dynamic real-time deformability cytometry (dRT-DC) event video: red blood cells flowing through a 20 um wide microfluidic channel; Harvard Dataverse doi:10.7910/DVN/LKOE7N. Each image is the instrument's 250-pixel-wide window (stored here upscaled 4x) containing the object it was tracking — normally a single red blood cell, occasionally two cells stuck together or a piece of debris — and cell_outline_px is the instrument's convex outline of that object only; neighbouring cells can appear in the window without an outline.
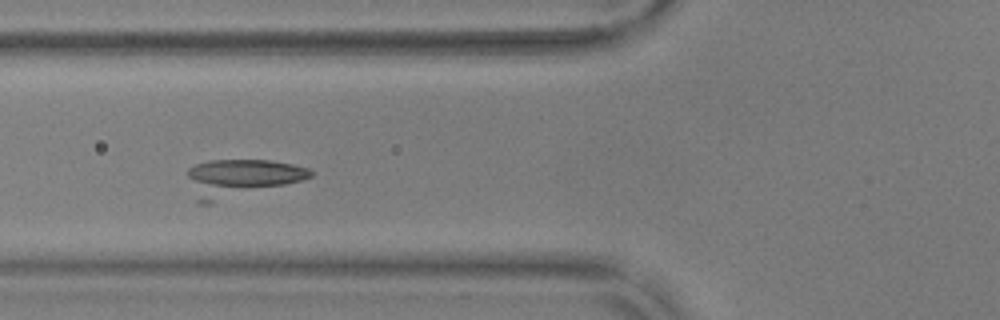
{"species": "common noctule bat (a hibernating species)", "species_latin": "Nyctalus noctula", "temperature_condition": "warm", "stored_images_in_passage": 30, "camera_frame_rate_fps": 3000, "um_per_image_px": 0.085, "animal": {"sex": "male", "body_mass_g": 17.9, "forearm_length_mm": 54.2}, "frame": {"image": 1, "passage_image": 7, "time_ms": 2.0, "image_size_px": [1000, 320], "cell_outline_px": [[312, 176], [300, 180], [212, 204], [200, 204], [196, 200], [188, 176], [188, 168], [196, 164], [212, 160], [268, 160], [292, 164], [308, 168], [312, 172]], "centroid_in_image_um": [20.42, 15.14], "position_along_channel_um": 105.4, "area_um2": 26.65}}
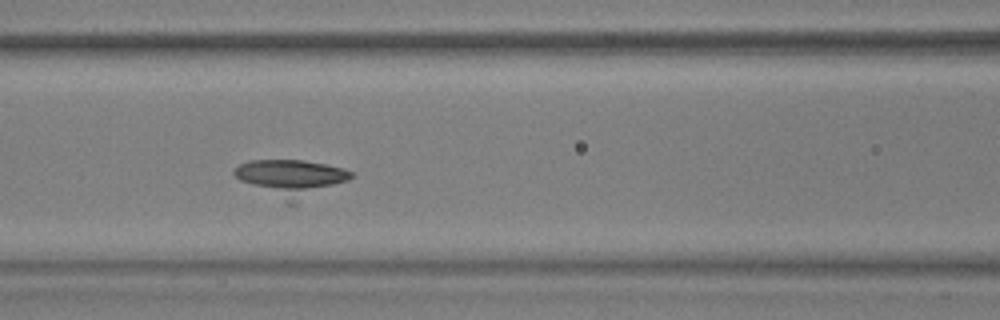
{"frame": {"image": 2, "passage_image": 10, "time_ms": 3.0, "image_size_px": [1000, 320], "cell_outline_px": [[356, 176], [348, 180], [296, 204], [288, 204], [240, 180], [232, 172], [240, 164], [248, 160], [300, 160], [324, 164], [344, 168], [352, 172]], "centroid_in_image_um": [24.76, 15.14], "position_along_channel_um": 141.8, "area_um2": 24.85}}
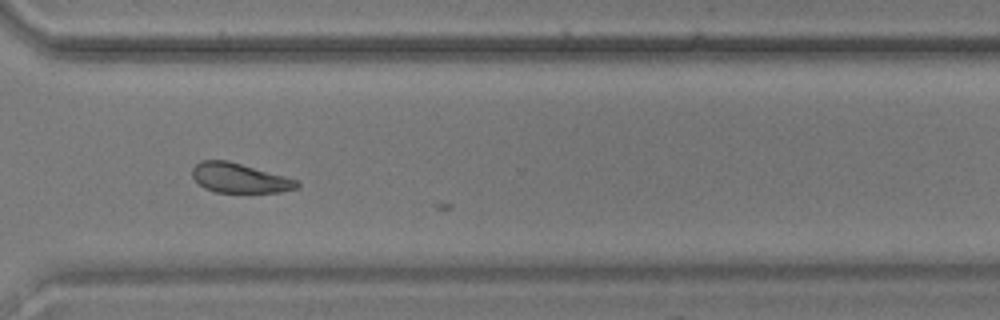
{"frame": {"image": 3, "passage_image": 27, "time_ms": 8.667, "image_size_px": [1000, 320], "cell_outline_px": [[300, 184], [296, 188], [280, 192], [216, 192], [204, 188], [192, 176], [192, 168], [200, 160], [228, 160], [284, 176], [296, 180]], "centroid_in_image_um": [20.32, 15.12], "position_along_channel_um": 350.3, "area_um2": 17.86}}